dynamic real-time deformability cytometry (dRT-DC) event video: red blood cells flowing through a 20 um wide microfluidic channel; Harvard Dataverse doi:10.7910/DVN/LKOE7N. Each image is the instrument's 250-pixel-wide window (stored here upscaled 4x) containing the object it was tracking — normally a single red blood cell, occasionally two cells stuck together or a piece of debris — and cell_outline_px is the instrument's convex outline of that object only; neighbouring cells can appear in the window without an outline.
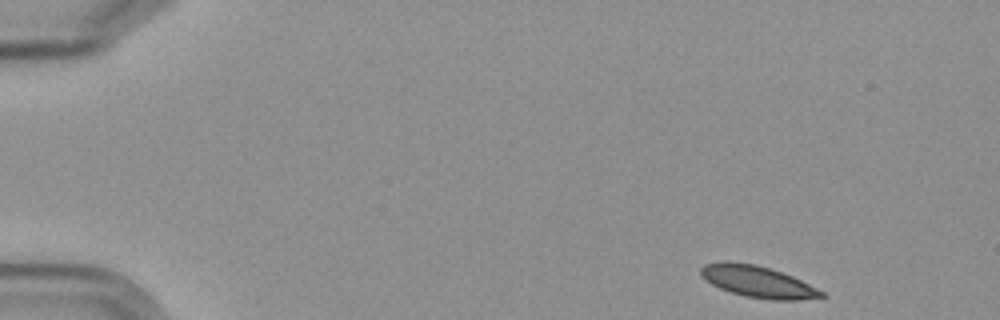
{"species": "Egyptian fruit bat (a non-hibernating species)", "species_latin": "Rousettus aegyptiacus", "temperature_condition": "cold", "stored_images_in_passage": 6, "camera_frame_rate_fps": 3000, "um_per_image_px": 0.085, "frame": {"image": 1, "passage_image": 1, "time_ms": 0.0, "image_size_px": [1000, 320], "cell_outline_px": [[828, 296], [796, 300], [772, 300], [744, 296], [720, 288], [712, 284], [700, 276], [700, 268], [704, 264], [756, 264], [792, 276], [824, 292]], "centroid_in_image_um": [64.46, 23.99], "position_along_channel_um": 20.5, "area_um2": 21.39}}
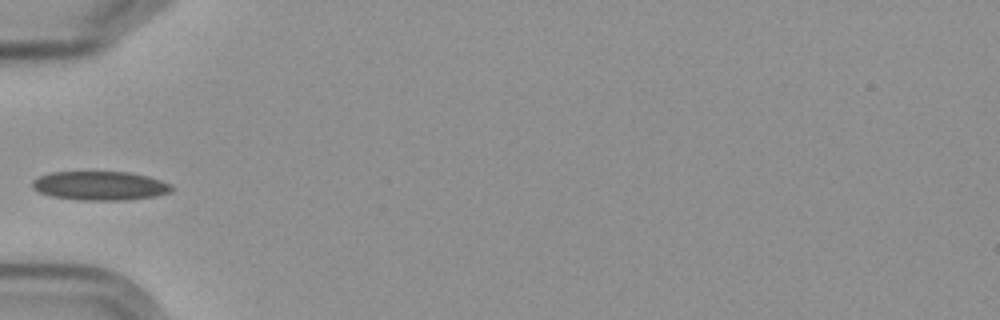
{"frame": {"image": 2, "passage_image": 5, "time_ms": 4.667, "image_size_px": [1000, 320], "cell_outline_px": [[172, 192], [156, 196], [124, 200], [80, 200], [52, 196], [40, 192], [32, 188], [32, 180], [40, 176], [52, 172], [128, 172], [148, 176], [172, 184]], "centroid_in_image_um": [8.52, 15.79], "position_along_channel_um": 76.5, "area_um2": 23.47}}
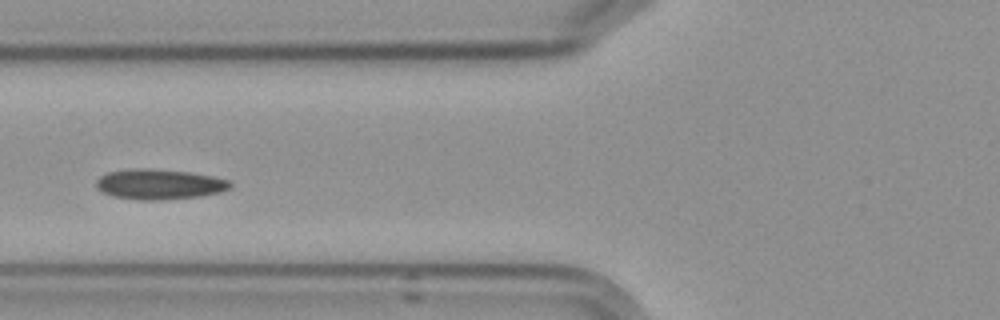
{"frame": {"image": 3, "passage_image": 6, "time_ms": 5.667, "image_size_px": [1000, 320], "cell_outline_px": [[232, 184], [228, 188], [220, 192], [200, 196], [160, 200], [140, 200], [112, 196], [96, 188], [96, 180], [100, 176], [108, 172], [128, 168], [148, 168], [188, 172], [212, 176], [228, 180]], "centroid_in_image_um": [13.49, 15.65], "position_along_channel_um": 112.3, "area_um2": 23.58}}